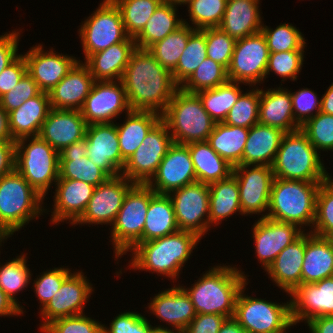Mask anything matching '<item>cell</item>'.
<instances>
[{"label": "cell", "mask_w": 333, "mask_h": 333, "mask_svg": "<svg viewBox=\"0 0 333 333\" xmlns=\"http://www.w3.org/2000/svg\"><path fill=\"white\" fill-rule=\"evenodd\" d=\"M228 80L227 69L207 57L180 88L186 92L197 93L215 88Z\"/></svg>", "instance_id": "cell-47"}, {"label": "cell", "mask_w": 333, "mask_h": 333, "mask_svg": "<svg viewBox=\"0 0 333 333\" xmlns=\"http://www.w3.org/2000/svg\"><path fill=\"white\" fill-rule=\"evenodd\" d=\"M85 140L87 157L109 177L121 175L125 161L122 159L115 123L87 126Z\"/></svg>", "instance_id": "cell-21"}, {"label": "cell", "mask_w": 333, "mask_h": 333, "mask_svg": "<svg viewBox=\"0 0 333 333\" xmlns=\"http://www.w3.org/2000/svg\"><path fill=\"white\" fill-rule=\"evenodd\" d=\"M194 182L197 178L188 146L173 143L147 185L157 194L168 195Z\"/></svg>", "instance_id": "cell-19"}, {"label": "cell", "mask_w": 333, "mask_h": 333, "mask_svg": "<svg viewBox=\"0 0 333 333\" xmlns=\"http://www.w3.org/2000/svg\"><path fill=\"white\" fill-rule=\"evenodd\" d=\"M249 128L216 122L207 142L232 167L242 165L243 151Z\"/></svg>", "instance_id": "cell-39"}, {"label": "cell", "mask_w": 333, "mask_h": 333, "mask_svg": "<svg viewBox=\"0 0 333 333\" xmlns=\"http://www.w3.org/2000/svg\"><path fill=\"white\" fill-rule=\"evenodd\" d=\"M218 333H247L245 329L232 317L227 318Z\"/></svg>", "instance_id": "cell-68"}, {"label": "cell", "mask_w": 333, "mask_h": 333, "mask_svg": "<svg viewBox=\"0 0 333 333\" xmlns=\"http://www.w3.org/2000/svg\"><path fill=\"white\" fill-rule=\"evenodd\" d=\"M150 333H183L180 330L174 328H167L165 325H155L152 326V330Z\"/></svg>", "instance_id": "cell-69"}, {"label": "cell", "mask_w": 333, "mask_h": 333, "mask_svg": "<svg viewBox=\"0 0 333 333\" xmlns=\"http://www.w3.org/2000/svg\"><path fill=\"white\" fill-rule=\"evenodd\" d=\"M290 95L295 122L301 127L306 121L321 112L322 99L309 88H302Z\"/></svg>", "instance_id": "cell-57"}, {"label": "cell", "mask_w": 333, "mask_h": 333, "mask_svg": "<svg viewBox=\"0 0 333 333\" xmlns=\"http://www.w3.org/2000/svg\"><path fill=\"white\" fill-rule=\"evenodd\" d=\"M205 40L207 57L228 69L231 63L236 39L230 37L218 27H215L205 28Z\"/></svg>", "instance_id": "cell-54"}, {"label": "cell", "mask_w": 333, "mask_h": 333, "mask_svg": "<svg viewBox=\"0 0 333 333\" xmlns=\"http://www.w3.org/2000/svg\"><path fill=\"white\" fill-rule=\"evenodd\" d=\"M27 253L16 256L12 260L0 265V288L12 300V302L21 309V315L24 313V306L20 305L17 299V293L25 290L32 280V273L27 264ZM18 300V301H17Z\"/></svg>", "instance_id": "cell-44"}, {"label": "cell", "mask_w": 333, "mask_h": 333, "mask_svg": "<svg viewBox=\"0 0 333 333\" xmlns=\"http://www.w3.org/2000/svg\"><path fill=\"white\" fill-rule=\"evenodd\" d=\"M0 141L15 142L9 131L8 113L0 105Z\"/></svg>", "instance_id": "cell-66"}, {"label": "cell", "mask_w": 333, "mask_h": 333, "mask_svg": "<svg viewBox=\"0 0 333 333\" xmlns=\"http://www.w3.org/2000/svg\"><path fill=\"white\" fill-rule=\"evenodd\" d=\"M159 1H161L162 3L169 2V0H159Z\"/></svg>", "instance_id": "cell-72"}, {"label": "cell", "mask_w": 333, "mask_h": 333, "mask_svg": "<svg viewBox=\"0 0 333 333\" xmlns=\"http://www.w3.org/2000/svg\"><path fill=\"white\" fill-rule=\"evenodd\" d=\"M95 82L88 67L79 60L68 74L48 93L53 109L80 110Z\"/></svg>", "instance_id": "cell-27"}, {"label": "cell", "mask_w": 333, "mask_h": 333, "mask_svg": "<svg viewBox=\"0 0 333 333\" xmlns=\"http://www.w3.org/2000/svg\"><path fill=\"white\" fill-rule=\"evenodd\" d=\"M42 333H103V324L86 314L68 316L50 322Z\"/></svg>", "instance_id": "cell-56"}, {"label": "cell", "mask_w": 333, "mask_h": 333, "mask_svg": "<svg viewBox=\"0 0 333 333\" xmlns=\"http://www.w3.org/2000/svg\"><path fill=\"white\" fill-rule=\"evenodd\" d=\"M55 186L51 224L68 221L73 225L85 212L95 186L74 179H58Z\"/></svg>", "instance_id": "cell-24"}, {"label": "cell", "mask_w": 333, "mask_h": 333, "mask_svg": "<svg viewBox=\"0 0 333 333\" xmlns=\"http://www.w3.org/2000/svg\"><path fill=\"white\" fill-rule=\"evenodd\" d=\"M304 53V50L269 53L266 78L271 72L282 78L281 86L282 81L285 82L287 79L296 81L304 64Z\"/></svg>", "instance_id": "cell-53"}, {"label": "cell", "mask_w": 333, "mask_h": 333, "mask_svg": "<svg viewBox=\"0 0 333 333\" xmlns=\"http://www.w3.org/2000/svg\"><path fill=\"white\" fill-rule=\"evenodd\" d=\"M21 309L0 288V317L20 316Z\"/></svg>", "instance_id": "cell-65"}, {"label": "cell", "mask_w": 333, "mask_h": 333, "mask_svg": "<svg viewBox=\"0 0 333 333\" xmlns=\"http://www.w3.org/2000/svg\"><path fill=\"white\" fill-rule=\"evenodd\" d=\"M248 282L240 289L233 318L247 333H287L294 326L291 317V300L277 303L244 292Z\"/></svg>", "instance_id": "cell-10"}, {"label": "cell", "mask_w": 333, "mask_h": 333, "mask_svg": "<svg viewBox=\"0 0 333 333\" xmlns=\"http://www.w3.org/2000/svg\"><path fill=\"white\" fill-rule=\"evenodd\" d=\"M179 230L202 238L209 231V186L194 182L168 194Z\"/></svg>", "instance_id": "cell-14"}, {"label": "cell", "mask_w": 333, "mask_h": 333, "mask_svg": "<svg viewBox=\"0 0 333 333\" xmlns=\"http://www.w3.org/2000/svg\"><path fill=\"white\" fill-rule=\"evenodd\" d=\"M305 232L283 249L265 271L278 288L290 295L302 284Z\"/></svg>", "instance_id": "cell-28"}, {"label": "cell", "mask_w": 333, "mask_h": 333, "mask_svg": "<svg viewBox=\"0 0 333 333\" xmlns=\"http://www.w3.org/2000/svg\"><path fill=\"white\" fill-rule=\"evenodd\" d=\"M15 169L46 197L59 179V152L39 136L18 139L15 141Z\"/></svg>", "instance_id": "cell-8"}, {"label": "cell", "mask_w": 333, "mask_h": 333, "mask_svg": "<svg viewBox=\"0 0 333 333\" xmlns=\"http://www.w3.org/2000/svg\"><path fill=\"white\" fill-rule=\"evenodd\" d=\"M172 144V136L166 124L160 120L134 154L125 161L121 175L134 184H147Z\"/></svg>", "instance_id": "cell-13"}, {"label": "cell", "mask_w": 333, "mask_h": 333, "mask_svg": "<svg viewBox=\"0 0 333 333\" xmlns=\"http://www.w3.org/2000/svg\"><path fill=\"white\" fill-rule=\"evenodd\" d=\"M320 185L321 183L274 178L266 217L295 224L304 232V226L312 229Z\"/></svg>", "instance_id": "cell-6"}, {"label": "cell", "mask_w": 333, "mask_h": 333, "mask_svg": "<svg viewBox=\"0 0 333 333\" xmlns=\"http://www.w3.org/2000/svg\"><path fill=\"white\" fill-rule=\"evenodd\" d=\"M255 255L263 270H267L278 254L297 240L304 231L295 224L270 218H258L252 226Z\"/></svg>", "instance_id": "cell-20"}, {"label": "cell", "mask_w": 333, "mask_h": 333, "mask_svg": "<svg viewBox=\"0 0 333 333\" xmlns=\"http://www.w3.org/2000/svg\"><path fill=\"white\" fill-rule=\"evenodd\" d=\"M240 84L243 83L228 80L215 88L196 93L202 102L203 108L215 123L224 122L230 109L244 92L241 90Z\"/></svg>", "instance_id": "cell-42"}, {"label": "cell", "mask_w": 333, "mask_h": 333, "mask_svg": "<svg viewBox=\"0 0 333 333\" xmlns=\"http://www.w3.org/2000/svg\"><path fill=\"white\" fill-rule=\"evenodd\" d=\"M156 193L147 184H134L124 197L111 228L115 261L143 242V228L150 199Z\"/></svg>", "instance_id": "cell-9"}, {"label": "cell", "mask_w": 333, "mask_h": 333, "mask_svg": "<svg viewBox=\"0 0 333 333\" xmlns=\"http://www.w3.org/2000/svg\"><path fill=\"white\" fill-rule=\"evenodd\" d=\"M15 169V142L0 141V177Z\"/></svg>", "instance_id": "cell-63"}, {"label": "cell", "mask_w": 333, "mask_h": 333, "mask_svg": "<svg viewBox=\"0 0 333 333\" xmlns=\"http://www.w3.org/2000/svg\"><path fill=\"white\" fill-rule=\"evenodd\" d=\"M47 92H41L8 113L9 131L14 141L25 137H37L50 111Z\"/></svg>", "instance_id": "cell-33"}, {"label": "cell", "mask_w": 333, "mask_h": 333, "mask_svg": "<svg viewBox=\"0 0 333 333\" xmlns=\"http://www.w3.org/2000/svg\"><path fill=\"white\" fill-rule=\"evenodd\" d=\"M261 32L266 38L270 53L306 49L304 35L292 24L280 23L273 29L263 23Z\"/></svg>", "instance_id": "cell-48"}, {"label": "cell", "mask_w": 333, "mask_h": 333, "mask_svg": "<svg viewBox=\"0 0 333 333\" xmlns=\"http://www.w3.org/2000/svg\"><path fill=\"white\" fill-rule=\"evenodd\" d=\"M27 73V64L23 54H20L0 74V98L14 89L15 85Z\"/></svg>", "instance_id": "cell-60"}, {"label": "cell", "mask_w": 333, "mask_h": 333, "mask_svg": "<svg viewBox=\"0 0 333 333\" xmlns=\"http://www.w3.org/2000/svg\"><path fill=\"white\" fill-rule=\"evenodd\" d=\"M186 20L187 19H183L184 24L177 30L147 49L151 55L171 73L174 71L179 58L186 48L190 34L195 30Z\"/></svg>", "instance_id": "cell-43"}, {"label": "cell", "mask_w": 333, "mask_h": 333, "mask_svg": "<svg viewBox=\"0 0 333 333\" xmlns=\"http://www.w3.org/2000/svg\"><path fill=\"white\" fill-rule=\"evenodd\" d=\"M123 124L116 122L121 156L129 159L142 144L146 135L161 120V115L151 111H133L125 114Z\"/></svg>", "instance_id": "cell-36"}, {"label": "cell", "mask_w": 333, "mask_h": 333, "mask_svg": "<svg viewBox=\"0 0 333 333\" xmlns=\"http://www.w3.org/2000/svg\"><path fill=\"white\" fill-rule=\"evenodd\" d=\"M41 92L42 91L34 79L26 73L19 83L15 85L14 89L0 98V105L7 113H9L14 109L19 108L28 99L39 95Z\"/></svg>", "instance_id": "cell-59"}, {"label": "cell", "mask_w": 333, "mask_h": 333, "mask_svg": "<svg viewBox=\"0 0 333 333\" xmlns=\"http://www.w3.org/2000/svg\"><path fill=\"white\" fill-rule=\"evenodd\" d=\"M9 236L0 228V247H2V243L6 241Z\"/></svg>", "instance_id": "cell-70"}, {"label": "cell", "mask_w": 333, "mask_h": 333, "mask_svg": "<svg viewBox=\"0 0 333 333\" xmlns=\"http://www.w3.org/2000/svg\"><path fill=\"white\" fill-rule=\"evenodd\" d=\"M285 132L257 123L249 129L242 165L272 166Z\"/></svg>", "instance_id": "cell-35"}, {"label": "cell", "mask_w": 333, "mask_h": 333, "mask_svg": "<svg viewBox=\"0 0 333 333\" xmlns=\"http://www.w3.org/2000/svg\"><path fill=\"white\" fill-rule=\"evenodd\" d=\"M226 319L219 314H196L183 333H218Z\"/></svg>", "instance_id": "cell-62"}, {"label": "cell", "mask_w": 333, "mask_h": 333, "mask_svg": "<svg viewBox=\"0 0 333 333\" xmlns=\"http://www.w3.org/2000/svg\"><path fill=\"white\" fill-rule=\"evenodd\" d=\"M43 44L29 48L23 56L27 73L34 79L42 92L49 93L79 61L75 56L44 50ZM46 51V52H45Z\"/></svg>", "instance_id": "cell-23"}, {"label": "cell", "mask_w": 333, "mask_h": 333, "mask_svg": "<svg viewBox=\"0 0 333 333\" xmlns=\"http://www.w3.org/2000/svg\"><path fill=\"white\" fill-rule=\"evenodd\" d=\"M321 183L316 198V216L311 233L321 237L333 236V178Z\"/></svg>", "instance_id": "cell-51"}, {"label": "cell", "mask_w": 333, "mask_h": 333, "mask_svg": "<svg viewBox=\"0 0 333 333\" xmlns=\"http://www.w3.org/2000/svg\"><path fill=\"white\" fill-rule=\"evenodd\" d=\"M294 325L322 316H333V276L300 284L290 295Z\"/></svg>", "instance_id": "cell-22"}, {"label": "cell", "mask_w": 333, "mask_h": 333, "mask_svg": "<svg viewBox=\"0 0 333 333\" xmlns=\"http://www.w3.org/2000/svg\"><path fill=\"white\" fill-rule=\"evenodd\" d=\"M85 139L65 147L59 153V179H74L95 187L105 182L109 176L87 157Z\"/></svg>", "instance_id": "cell-30"}, {"label": "cell", "mask_w": 333, "mask_h": 333, "mask_svg": "<svg viewBox=\"0 0 333 333\" xmlns=\"http://www.w3.org/2000/svg\"><path fill=\"white\" fill-rule=\"evenodd\" d=\"M121 81L131 110L151 111L160 115L179 88L172 73L147 49L140 48L132 52Z\"/></svg>", "instance_id": "cell-1"}, {"label": "cell", "mask_w": 333, "mask_h": 333, "mask_svg": "<svg viewBox=\"0 0 333 333\" xmlns=\"http://www.w3.org/2000/svg\"><path fill=\"white\" fill-rule=\"evenodd\" d=\"M72 273L70 268L65 266L50 268L46 271H43L42 274L37 276L35 280H33V290L36 294L39 302L41 310L59 291L63 281Z\"/></svg>", "instance_id": "cell-55"}, {"label": "cell", "mask_w": 333, "mask_h": 333, "mask_svg": "<svg viewBox=\"0 0 333 333\" xmlns=\"http://www.w3.org/2000/svg\"><path fill=\"white\" fill-rule=\"evenodd\" d=\"M179 230L169 195L155 194L149 202L143 228V242L151 241Z\"/></svg>", "instance_id": "cell-41"}, {"label": "cell", "mask_w": 333, "mask_h": 333, "mask_svg": "<svg viewBox=\"0 0 333 333\" xmlns=\"http://www.w3.org/2000/svg\"><path fill=\"white\" fill-rule=\"evenodd\" d=\"M41 196L16 170L0 177V228L12 237L49 209H44Z\"/></svg>", "instance_id": "cell-4"}, {"label": "cell", "mask_w": 333, "mask_h": 333, "mask_svg": "<svg viewBox=\"0 0 333 333\" xmlns=\"http://www.w3.org/2000/svg\"><path fill=\"white\" fill-rule=\"evenodd\" d=\"M259 123L285 133L300 129L294 119L292 99L287 88L281 85L267 90L260 88Z\"/></svg>", "instance_id": "cell-29"}, {"label": "cell", "mask_w": 333, "mask_h": 333, "mask_svg": "<svg viewBox=\"0 0 333 333\" xmlns=\"http://www.w3.org/2000/svg\"><path fill=\"white\" fill-rule=\"evenodd\" d=\"M209 230L222 224L237 212L243 216L240 194L236 177L231 174L227 179L209 184ZM215 224V225H214Z\"/></svg>", "instance_id": "cell-37"}, {"label": "cell", "mask_w": 333, "mask_h": 333, "mask_svg": "<svg viewBox=\"0 0 333 333\" xmlns=\"http://www.w3.org/2000/svg\"><path fill=\"white\" fill-rule=\"evenodd\" d=\"M309 333H333V316L316 317L307 322Z\"/></svg>", "instance_id": "cell-64"}, {"label": "cell", "mask_w": 333, "mask_h": 333, "mask_svg": "<svg viewBox=\"0 0 333 333\" xmlns=\"http://www.w3.org/2000/svg\"><path fill=\"white\" fill-rule=\"evenodd\" d=\"M300 130L319 153L321 150L333 152V115L319 112L306 121Z\"/></svg>", "instance_id": "cell-52"}, {"label": "cell", "mask_w": 333, "mask_h": 333, "mask_svg": "<svg viewBox=\"0 0 333 333\" xmlns=\"http://www.w3.org/2000/svg\"><path fill=\"white\" fill-rule=\"evenodd\" d=\"M134 185L123 175L109 177L105 182L95 187L85 212L72 225H110L116 220L122 207L125 195Z\"/></svg>", "instance_id": "cell-18"}, {"label": "cell", "mask_w": 333, "mask_h": 333, "mask_svg": "<svg viewBox=\"0 0 333 333\" xmlns=\"http://www.w3.org/2000/svg\"><path fill=\"white\" fill-rule=\"evenodd\" d=\"M76 271L63 281L59 291L40 310V318H43L39 323L40 331L56 319L85 313V304L89 302L94 287L84 272Z\"/></svg>", "instance_id": "cell-16"}, {"label": "cell", "mask_w": 333, "mask_h": 333, "mask_svg": "<svg viewBox=\"0 0 333 333\" xmlns=\"http://www.w3.org/2000/svg\"><path fill=\"white\" fill-rule=\"evenodd\" d=\"M119 8L129 37L135 38L162 3L159 0H112Z\"/></svg>", "instance_id": "cell-46"}, {"label": "cell", "mask_w": 333, "mask_h": 333, "mask_svg": "<svg viewBox=\"0 0 333 333\" xmlns=\"http://www.w3.org/2000/svg\"><path fill=\"white\" fill-rule=\"evenodd\" d=\"M259 4L253 0H227L218 28L236 40L261 32L263 17Z\"/></svg>", "instance_id": "cell-32"}, {"label": "cell", "mask_w": 333, "mask_h": 333, "mask_svg": "<svg viewBox=\"0 0 333 333\" xmlns=\"http://www.w3.org/2000/svg\"><path fill=\"white\" fill-rule=\"evenodd\" d=\"M232 174L238 182L242 214L244 216L262 215L260 218H265L269 208L271 185L274 179L272 167L237 165L233 167Z\"/></svg>", "instance_id": "cell-15"}, {"label": "cell", "mask_w": 333, "mask_h": 333, "mask_svg": "<svg viewBox=\"0 0 333 333\" xmlns=\"http://www.w3.org/2000/svg\"><path fill=\"white\" fill-rule=\"evenodd\" d=\"M135 49L134 38L128 37L123 42L113 44L105 50L90 55L84 64L88 67L95 81L121 80Z\"/></svg>", "instance_id": "cell-31"}, {"label": "cell", "mask_w": 333, "mask_h": 333, "mask_svg": "<svg viewBox=\"0 0 333 333\" xmlns=\"http://www.w3.org/2000/svg\"><path fill=\"white\" fill-rule=\"evenodd\" d=\"M192 158L197 182L212 184L227 179L233 167L217 154L207 141L187 144Z\"/></svg>", "instance_id": "cell-38"}, {"label": "cell", "mask_w": 333, "mask_h": 333, "mask_svg": "<svg viewBox=\"0 0 333 333\" xmlns=\"http://www.w3.org/2000/svg\"><path fill=\"white\" fill-rule=\"evenodd\" d=\"M201 239L195 233L178 230L161 238L137 243L129 251L132 253L129 268L158 273V276L163 275L174 282Z\"/></svg>", "instance_id": "cell-2"}, {"label": "cell", "mask_w": 333, "mask_h": 333, "mask_svg": "<svg viewBox=\"0 0 333 333\" xmlns=\"http://www.w3.org/2000/svg\"><path fill=\"white\" fill-rule=\"evenodd\" d=\"M251 88L239 96L224 120L225 124L250 129L259 122L260 87Z\"/></svg>", "instance_id": "cell-49"}, {"label": "cell", "mask_w": 333, "mask_h": 333, "mask_svg": "<svg viewBox=\"0 0 333 333\" xmlns=\"http://www.w3.org/2000/svg\"><path fill=\"white\" fill-rule=\"evenodd\" d=\"M130 111L121 80L95 81L80 109L88 125L114 123V119L119 118L122 112L127 114Z\"/></svg>", "instance_id": "cell-17"}, {"label": "cell", "mask_w": 333, "mask_h": 333, "mask_svg": "<svg viewBox=\"0 0 333 333\" xmlns=\"http://www.w3.org/2000/svg\"><path fill=\"white\" fill-rule=\"evenodd\" d=\"M148 310L156 319L168 323V327L184 331L192 319L196 316L194 305L189 295L179 285H174L164 291L150 297Z\"/></svg>", "instance_id": "cell-26"}, {"label": "cell", "mask_w": 333, "mask_h": 333, "mask_svg": "<svg viewBox=\"0 0 333 333\" xmlns=\"http://www.w3.org/2000/svg\"><path fill=\"white\" fill-rule=\"evenodd\" d=\"M237 265H214L191 287L180 285L189 295L196 314H219L232 318L240 289L249 281Z\"/></svg>", "instance_id": "cell-3"}, {"label": "cell", "mask_w": 333, "mask_h": 333, "mask_svg": "<svg viewBox=\"0 0 333 333\" xmlns=\"http://www.w3.org/2000/svg\"><path fill=\"white\" fill-rule=\"evenodd\" d=\"M93 12L84 22L82 21L77 31L83 48L84 60L129 37L120 10L112 0H103Z\"/></svg>", "instance_id": "cell-11"}, {"label": "cell", "mask_w": 333, "mask_h": 333, "mask_svg": "<svg viewBox=\"0 0 333 333\" xmlns=\"http://www.w3.org/2000/svg\"><path fill=\"white\" fill-rule=\"evenodd\" d=\"M87 126L80 110L51 108L38 136L60 153L85 139Z\"/></svg>", "instance_id": "cell-25"}, {"label": "cell", "mask_w": 333, "mask_h": 333, "mask_svg": "<svg viewBox=\"0 0 333 333\" xmlns=\"http://www.w3.org/2000/svg\"><path fill=\"white\" fill-rule=\"evenodd\" d=\"M189 0H169L170 3H173L178 6L185 5Z\"/></svg>", "instance_id": "cell-71"}, {"label": "cell", "mask_w": 333, "mask_h": 333, "mask_svg": "<svg viewBox=\"0 0 333 333\" xmlns=\"http://www.w3.org/2000/svg\"><path fill=\"white\" fill-rule=\"evenodd\" d=\"M321 99V112L333 115V83L329 85Z\"/></svg>", "instance_id": "cell-67"}, {"label": "cell", "mask_w": 333, "mask_h": 333, "mask_svg": "<svg viewBox=\"0 0 333 333\" xmlns=\"http://www.w3.org/2000/svg\"><path fill=\"white\" fill-rule=\"evenodd\" d=\"M269 53L267 41L262 32L237 39L231 63L227 69L228 79L249 87L262 84L266 79Z\"/></svg>", "instance_id": "cell-12"}, {"label": "cell", "mask_w": 333, "mask_h": 333, "mask_svg": "<svg viewBox=\"0 0 333 333\" xmlns=\"http://www.w3.org/2000/svg\"><path fill=\"white\" fill-rule=\"evenodd\" d=\"M206 58L205 28L195 29L190 34L186 48L172 72L174 82L180 87Z\"/></svg>", "instance_id": "cell-45"}, {"label": "cell", "mask_w": 333, "mask_h": 333, "mask_svg": "<svg viewBox=\"0 0 333 333\" xmlns=\"http://www.w3.org/2000/svg\"><path fill=\"white\" fill-rule=\"evenodd\" d=\"M176 7L178 8L170 2L160 4L142 31L134 38L136 48L148 49L184 24Z\"/></svg>", "instance_id": "cell-40"}, {"label": "cell", "mask_w": 333, "mask_h": 333, "mask_svg": "<svg viewBox=\"0 0 333 333\" xmlns=\"http://www.w3.org/2000/svg\"><path fill=\"white\" fill-rule=\"evenodd\" d=\"M161 120L166 124L173 143L183 145L207 141L215 125L199 96L180 87L161 115Z\"/></svg>", "instance_id": "cell-7"}, {"label": "cell", "mask_w": 333, "mask_h": 333, "mask_svg": "<svg viewBox=\"0 0 333 333\" xmlns=\"http://www.w3.org/2000/svg\"><path fill=\"white\" fill-rule=\"evenodd\" d=\"M320 157L300 129L285 133L271 166L274 178L323 183L331 175Z\"/></svg>", "instance_id": "cell-5"}, {"label": "cell", "mask_w": 333, "mask_h": 333, "mask_svg": "<svg viewBox=\"0 0 333 333\" xmlns=\"http://www.w3.org/2000/svg\"><path fill=\"white\" fill-rule=\"evenodd\" d=\"M20 30H13L0 35V74L10 65L20 54L18 45L20 39Z\"/></svg>", "instance_id": "cell-61"}, {"label": "cell", "mask_w": 333, "mask_h": 333, "mask_svg": "<svg viewBox=\"0 0 333 333\" xmlns=\"http://www.w3.org/2000/svg\"><path fill=\"white\" fill-rule=\"evenodd\" d=\"M302 284L333 276V239L305 232Z\"/></svg>", "instance_id": "cell-34"}, {"label": "cell", "mask_w": 333, "mask_h": 333, "mask_svg": "<svg viewBox=\"0 0 333 333\" xmlns=\"http://www.w3.org/2000/svg\"><path fill=\"white\" fill-rule=\"evenodd\" d=\"M109 326L103 324V333H150L151 321L137 311H124L117 314Z\"/></svg>", "instance_id": "cell-58"}, {"label": "cell", "mask_w": 333, "mask_h": 333, "mask_svg": "<svg viewBox=\"0 0 333 333\" xmlns=\"http://www.w3.org/2000/svg\"><path fill=\"white\" fill-rule=\"evenodd\" d=\"M227 0H189L185 5L194 29L218 27L224 16Z\"/></svg>", "instance_id": "cell-50"}]
</instances>
